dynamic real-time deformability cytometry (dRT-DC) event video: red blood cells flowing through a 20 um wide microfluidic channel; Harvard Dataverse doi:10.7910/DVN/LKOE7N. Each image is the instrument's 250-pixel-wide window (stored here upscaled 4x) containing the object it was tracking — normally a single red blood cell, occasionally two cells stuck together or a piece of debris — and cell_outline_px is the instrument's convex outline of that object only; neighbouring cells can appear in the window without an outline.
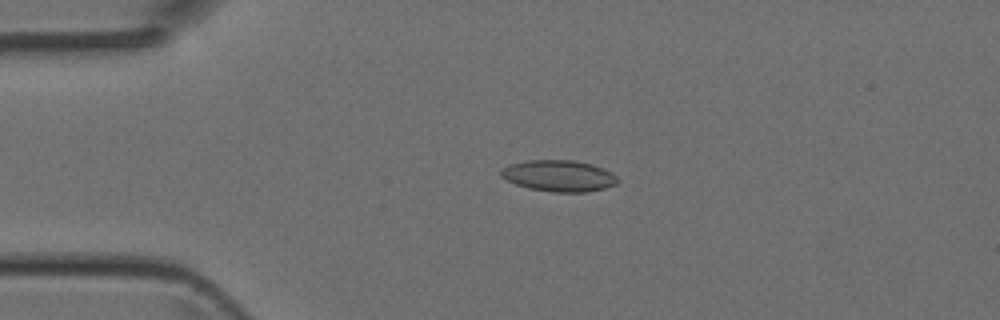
{"species": "Egyptian fruit bat (a non-hibernating species)", "species_latin": "Rousettus aegyptiacus", "temperature_condition": "room temperature", "stored_images_in_passage": 5, "camera_frame_rate_fps": 3000, "um_per_image_px": 0.085, "animal": {"sex": "female"}, "frame": {"image": 1, "passage_image": 4, "time_ms": 1.0, "image_size_px": [1000, 320], "cell_outline_px": [[620, 180], [616, 184], [604, 188], [588, 192], [552, 192], [528, 188], [516, 184], [500, 176], [500, 172], [504, 168], [512, 164], [528, 160], [572, 160], [592, 164], [604, 168], [612, 172]], "centroid_in_image_um": [47.55, 14.95], "position_along_channel_um": 37.5, "area_um2": 21.27}}